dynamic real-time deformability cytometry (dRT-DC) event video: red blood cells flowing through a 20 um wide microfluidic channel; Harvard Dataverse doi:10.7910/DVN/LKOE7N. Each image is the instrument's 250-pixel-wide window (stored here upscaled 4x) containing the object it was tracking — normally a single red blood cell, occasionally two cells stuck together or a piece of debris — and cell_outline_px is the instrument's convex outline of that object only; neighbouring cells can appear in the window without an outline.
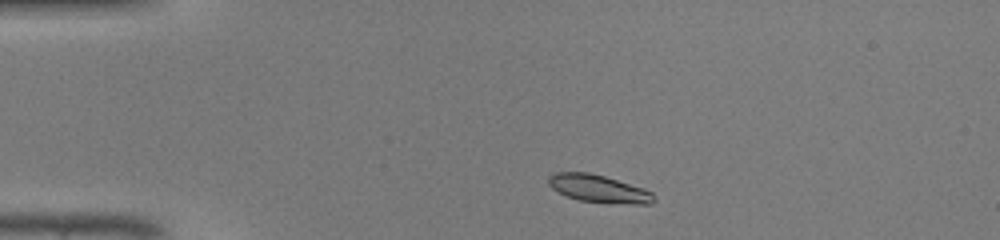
{"species": "common noctule bat (a hibernating species)", "species_latin": "Nyctalus noctula", "temperature_condition": "warm", "stored_images_in_passage": 38, "camera_frame_rate_fps": 3000, "um_per_image_px": 0.085, "animal": {"sex": "male", "body_mass_g": 19.0, "forearm_length_mm": 50.8}, "frame": {"image": 1, "passage_image": 1, "time_ms": 0.0, "image_size_px": [1000, 240], "cell_outline_px": [[656, 200], [652, 204], [636, 204], [580, 200], [568, 196], [552, 188], [548, 184], [548, 176], [556, 172], [588, 172], [604, 176], [652, 192]], "centroid_in_image_um": [50.87, 16.03], "position_along_channel_um": 34.1, "area_um2": 16.47}}
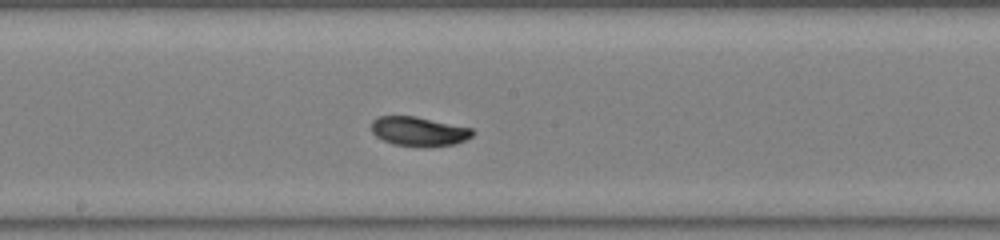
{"frame": {"image": 2, "passage_image": 17, "time_ms": 5.333, "image_size_px": [1000, 240], "cell_outline_px": [[476, 132], [472, 136], [456, 144], [392, 144], [376, 136], [372, 132], [372, 120], [376, 116], [416, 116], [472, 128]], "centroid_in_image_um": [35.59, 11.11], "position_along_channel_um": 212.6, "area_um2": 16.65}}
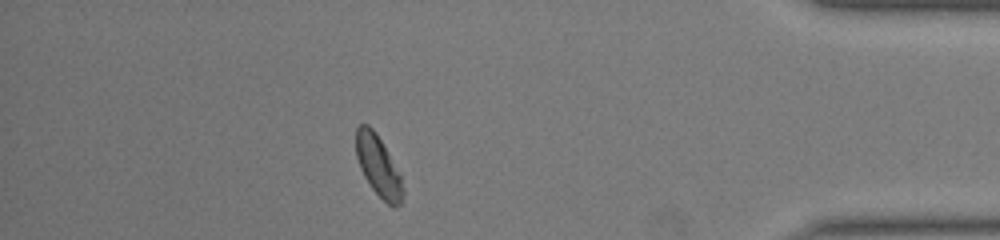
{"frame": {"image": 3, "passage_image": 33, "time_ms": 10.667, "image_size_px": [1000, 240], "cell_outline_px": [[404, 192], [400, 204], [396, 208], [392, 208], [372, 188], [364, 176], [360, 168], [356, 156], [356, 128], [360, 124], [368, 124], [376, 132], [400, 176]], "centroid_in_image_um": [32.14, 14.12], "position_along_channel_um": 403.1, "area_um2": 16.24}, "authors_computed_cell_mechanics": {"area_um2": 17.0799, "velocity_mm_per_s": 4.2821, "shape_relaxation_time_tau1_ms": 2.5424, "shape_relaxation_time_tau2_ms": 1.1468, "deformation_change_tau1": 0.1, "deformation_change_tau2": 0.0388}}